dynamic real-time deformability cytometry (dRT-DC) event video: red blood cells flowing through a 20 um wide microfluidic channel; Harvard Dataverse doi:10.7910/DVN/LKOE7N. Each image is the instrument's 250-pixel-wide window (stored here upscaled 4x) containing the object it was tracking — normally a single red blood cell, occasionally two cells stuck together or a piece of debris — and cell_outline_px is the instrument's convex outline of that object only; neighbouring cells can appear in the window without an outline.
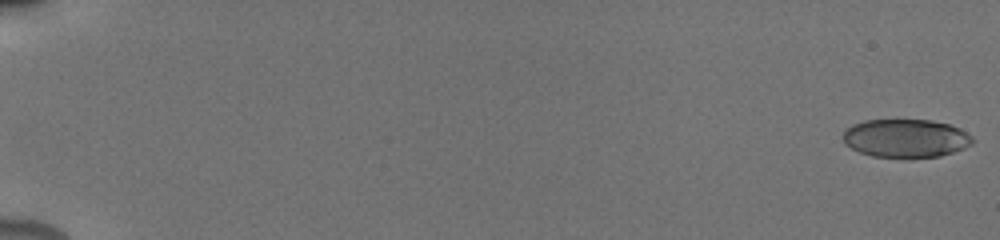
{"species": "human", "species_latin": "Homo sapiens", "temperature_condition": "cold", "stored_images_in_passage": 20, "camera_frame_rate_fps": 3000, "um_per_image_px": 0.085, "donor": {"sex": "male"}, "frame": {"image": 1, "passage_image": 1, "time_ms": 0.0, "image_size_px": [1000, 240], "cell_outline_px": [[976, 140], [972, 144], [964, 148], [940, 156], [872, 156], [860, 152], [852, 148], [844, 140], [844, 132], [852, 124], [864, 120], [932, 120], [948, 124], [960, 128], [972, 136]], "centroid_in_image_um": [77.03, 11.73], "position_along_channel_um": 8.0, "area_um2": 28.5}}
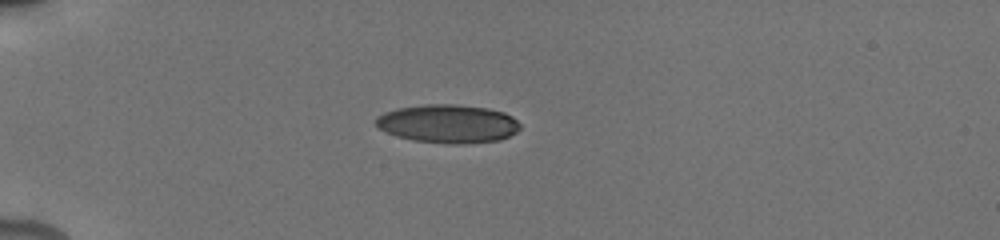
{"frame": {"image": 2, "passage_image": 14, "time_ms": 5.333, "image_size_px": [1000, 240], "cell_outline_px": [[520, 128], [516, 132], [500, 140], [460, 144], [448, 144], [412, 140], [396, 136], [380, 128], [376, 124], [376, 116], [384, 112], [396, 108], [424, 104], [456, 104], [488, 108], [504, 112], [512, 116], [520, 124]], "centroid_in_image_um": [38.08, 10.51], "position_along_channel_um": 46.9, "area_um2": 32.43}}
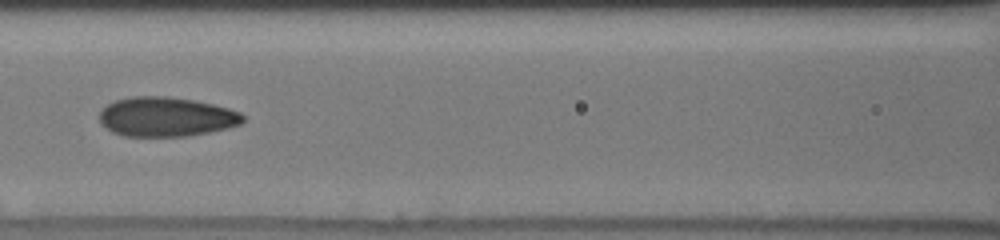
{"frame": {"image": 3, "passage_image": 19, "time_ms": 9.0, "image_size_px": [1000, 240], "cell_outline_px": [[244, 120], [240, 124], [228, 128], [188, 136], [124, 136], [112, 132], [100, 124], [100, 112], [108, 104], [116, 100], [132, 96], [168, 96], [192, 100], [212, 104], [228, 108], [240, 112], [244, 116]], "centroid_in_image_um": [14.12, 9.93], "position_along_channel_um": 152.5, "area_um2": 32.95}}